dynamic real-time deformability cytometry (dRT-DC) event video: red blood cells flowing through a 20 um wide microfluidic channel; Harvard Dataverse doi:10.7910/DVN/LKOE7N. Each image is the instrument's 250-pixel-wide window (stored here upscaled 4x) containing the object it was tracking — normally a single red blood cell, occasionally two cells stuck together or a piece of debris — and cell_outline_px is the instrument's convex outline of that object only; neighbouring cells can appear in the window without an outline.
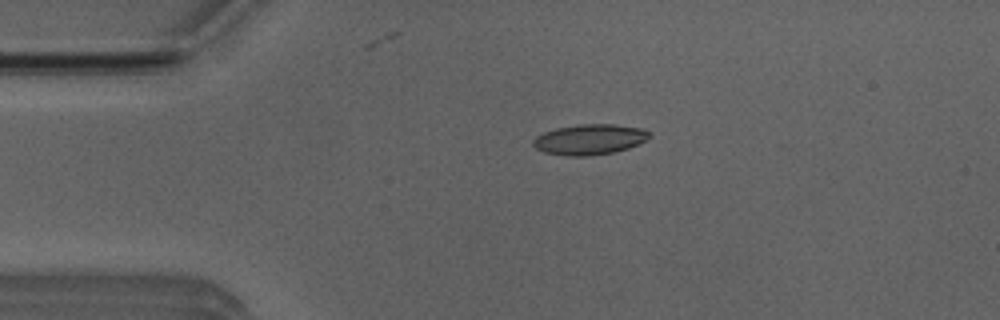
{"species": "Egyptian fruit bat (a non-hibernating species)", "species_latin": "Rousettus aegyptiacus", "temperature_condition": "room temperature", "stored_images_in_passage": 42, "camera_frame_rate_fps": 3000, "um_per_image_px": 0.085, "animal": {"sex": "male"}, "frame": {"image": 1, "passage_image": 11, "time_ms": 3.333, "image_size_px": [1000, 320], "cell_outline_px": [[652, 136], [640, 144], [628, 148], [612, 152], [588, 156], [568, 156], [544, 152], [536, 148], [532, 144], [532, 140], [536, 136], [544, 132], [556, 128], [580, 124], [616, 124], [644, 128], [652, 132]], "centroid_in_image_um": [50.16, 11.84], "position_along_channel_um": 34.8, "area_um2": 20.87}}
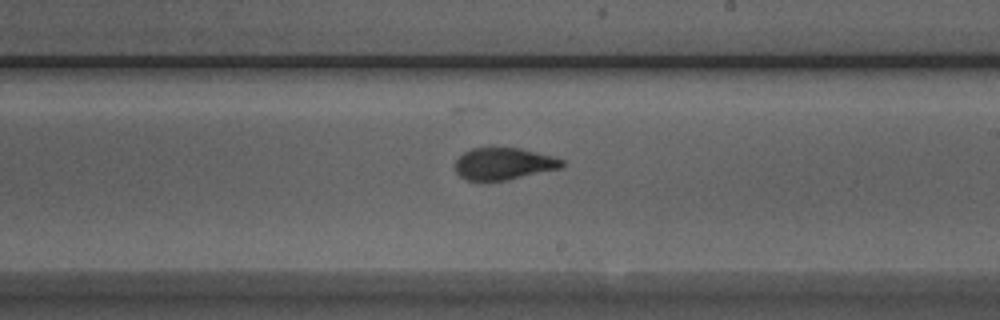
{"frame": {"image": 2, "passage_image": 30, "time_ms": 9.667, "image_size_px": [1000, 320], "cell_outline_px": [[564, 164], [560, 168], [508, 180], [468, 180], [460, 176], [456, 172], [456, 160], [464, 152], [472, 148], [520, 148], [552, 156], [564, 160]], "centroid_in_image_um": [42.82, 13.92], "position_along_channel_um": 246.2, "area_um2": 19.65}}
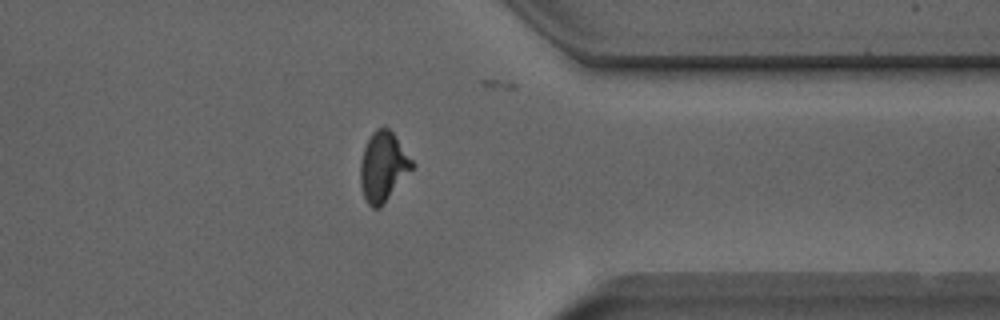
{"frame": {"image": 3, "passage_image": 41, "time_ms": 13.333, "image_size_px": [1000, 320], "cell_outline_px": [[416, 164], [384, 204], [380, 208], [372, 208], [368, 204], [364, 196], [360, 184], [360, 164], [364, 148], [372, 132], [376, 128], [384, 124], [396, 136]], "centroid_in_image_um": [32.58, 14.14], "position_along_channel_um": 378.8, "area_um2": 21.15}}